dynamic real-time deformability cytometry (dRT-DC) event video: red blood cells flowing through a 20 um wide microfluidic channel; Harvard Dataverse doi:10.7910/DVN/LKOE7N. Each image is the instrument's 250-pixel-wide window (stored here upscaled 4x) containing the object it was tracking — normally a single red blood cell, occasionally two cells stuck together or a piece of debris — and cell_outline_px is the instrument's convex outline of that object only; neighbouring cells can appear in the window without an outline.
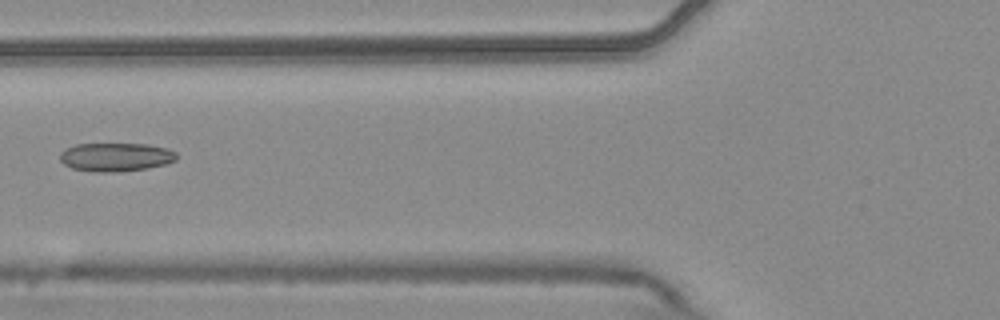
{"species": "common noctule bat (a hibernating species)", "species_latin": "Nyctalus noctula", "temperature_condition": "warm", "stored_images_in_passage": 4, "camera_frame_rate_fps": 3000, "um_per_image_px": 0.085, "animal": {"sex": "male", "body_mass_g": 20.4}, "frame": {"image": 1, "passage_image": 4, "time_ms": 1.0, "image_size_px": [1000, 320], "cell_outline_px": [[176, 160], [164, 164], [148, 168], [116, 172], [92, 172], [72, 168], [64, 164], [60, 160], [60, 152], [76, 144], [148, 144], [168, 148], [176, 152]], "centroid_in_image_um": [9.84, 13.35], "position_along_channel_um": 116.0, "area_um2": 19.42}}